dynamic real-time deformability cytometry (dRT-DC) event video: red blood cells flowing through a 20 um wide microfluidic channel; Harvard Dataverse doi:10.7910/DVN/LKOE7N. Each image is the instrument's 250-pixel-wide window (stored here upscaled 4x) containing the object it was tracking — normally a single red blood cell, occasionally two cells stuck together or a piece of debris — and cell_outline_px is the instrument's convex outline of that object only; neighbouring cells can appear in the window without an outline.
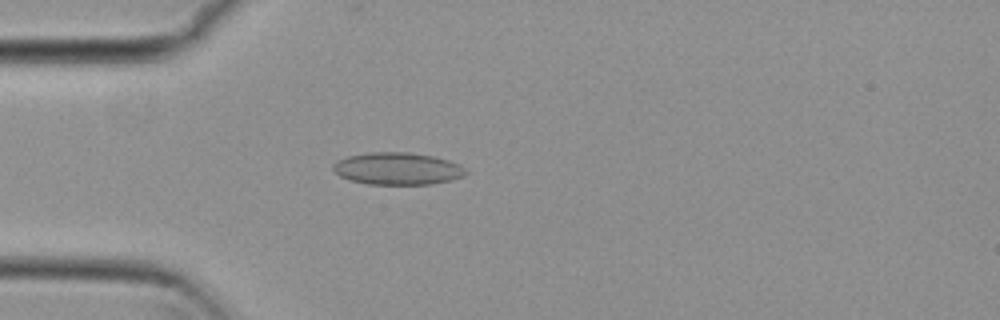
{"species": "common noctule bat (a hibernating species)", "species_latin": "Nyctalus noctula", "temperature_condition": "cold", "stored_images_in_passage": 52, "camera_frame_rate_fps": 3000, "um_per_image_px": 0.085, "animal": {"sex": "female", "body_mass_g": 29.2, "forearm_length_mm": 56.3}, "frame": {"image": 1, "passage_image": 13, "time_ms": 4.0, "image_size_px": [1000, 320], "cell_outline_px": [[468, 172], [464, 176], [452, 180], [432, 184], [368, 184], [352, 180], [340, 176], [332, 168], [332, 164], [336, 160], [348, 156], [368, 152], [408, 152], [432, 156], [448, 160], [460, 164]], "centroid_in_image_um": [33.79, 14.33], "position_along_channel_um": 51.2, "area_um2": 24.97}}
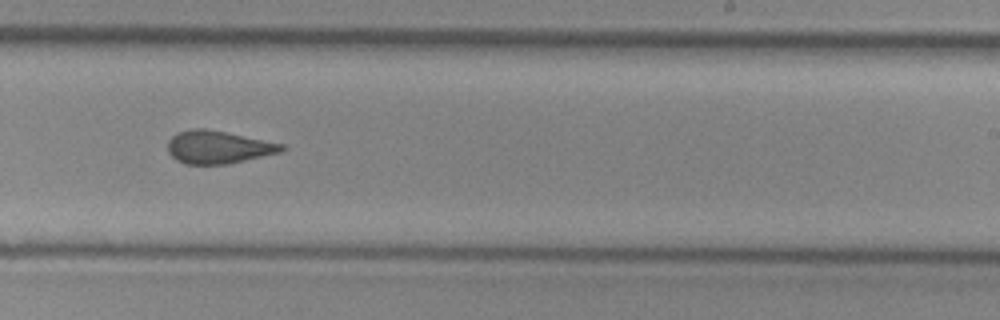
{"frame": {"image": 2, "passage_image": 31, "time_ms": 10.0, "image_size_px": [1000, 320], "cell_outline_px": [[288, 148], [280, 152], [228, 164], [184, 164], [176, 160], [168, 152], [168, 140], [176, 132], [192, 128], [204, 128], [284, 144]], "centroid_in_image_um": [18.52, 12.51], "position_along_channel_um": 270.5, "area_um2": 21.73}}
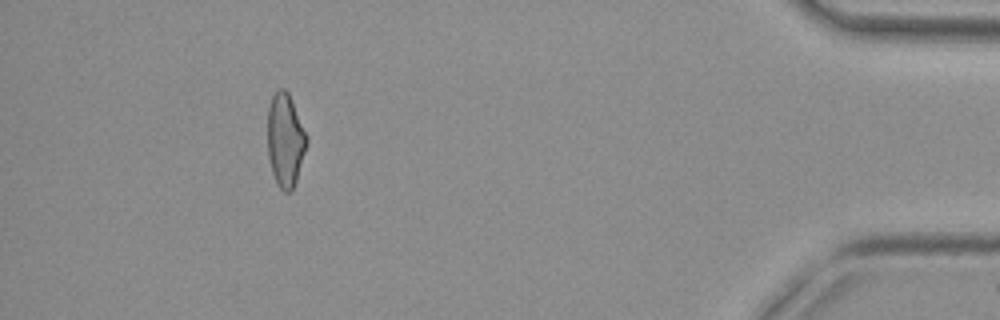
{"frame": {"image": 3, "passage_image": 47, "time_ms": 15.333, "image_size_px": [1000, 320], "cell_outline_px": [[308, 140], [296, 180], [292, 192], [284, 192], [276, 184], [272, 172], [268, 156], [268, 108], [272, 96], [276, 88], [284, 88], [288, 92], [308, 136]], "centroid_in_image_um": [24.24, 11.9], "position_along_channel_um": 411.0, "area_um2": 21.33}, "authors_computed_cell_mechanics": {"area_um2": 22.542, "velocity_mm_per_s": 3.8197, "shape_relaxation_time_tau1_ms": null, "shape_relaxation_time_tau2_ms": 1.7555, "deformation_change_tau1": null, "deformation_change_tau2": 0.0917}}